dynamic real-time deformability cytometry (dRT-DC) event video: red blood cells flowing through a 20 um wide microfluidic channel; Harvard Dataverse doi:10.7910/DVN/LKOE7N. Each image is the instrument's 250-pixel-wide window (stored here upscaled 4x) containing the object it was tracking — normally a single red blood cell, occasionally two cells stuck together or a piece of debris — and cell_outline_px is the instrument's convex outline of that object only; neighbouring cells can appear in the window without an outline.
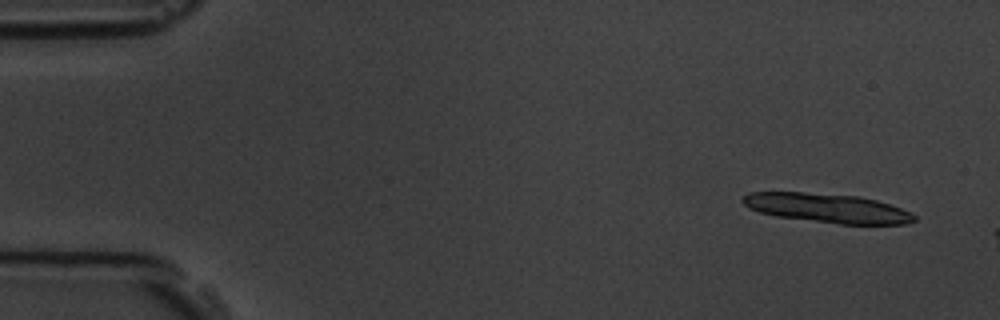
{"species": "common noctule bat (a hibernating species)", "species_latin": "Nyctalus noctula", "temperature_condition": "room temperature", "stored_images_in_passage": 3, "camera_frame_rate_fps": 3000, "um_per_image_px": 0.085, "animal": {"sex": "male", "body_mass_g": 19.5, "forearm_length_mm": 54.6}, "frame": {"image": 1, "passage_image": 1, "time_ms": 0.0, "image_size_px": [1000, 320], "cell_outline_px": [[916, 220], [904, 224], [840, 224], [776, 216], [760, 212], [748, 208], [740, 200], [748, 192], [804, 192], [860, 196], [876, 200], [912, 212], [916, 216]], "centroid_in_image_um": [70.31, 17.68], "position_along_channel_um": 14.7, "area_um2": 29.13}}